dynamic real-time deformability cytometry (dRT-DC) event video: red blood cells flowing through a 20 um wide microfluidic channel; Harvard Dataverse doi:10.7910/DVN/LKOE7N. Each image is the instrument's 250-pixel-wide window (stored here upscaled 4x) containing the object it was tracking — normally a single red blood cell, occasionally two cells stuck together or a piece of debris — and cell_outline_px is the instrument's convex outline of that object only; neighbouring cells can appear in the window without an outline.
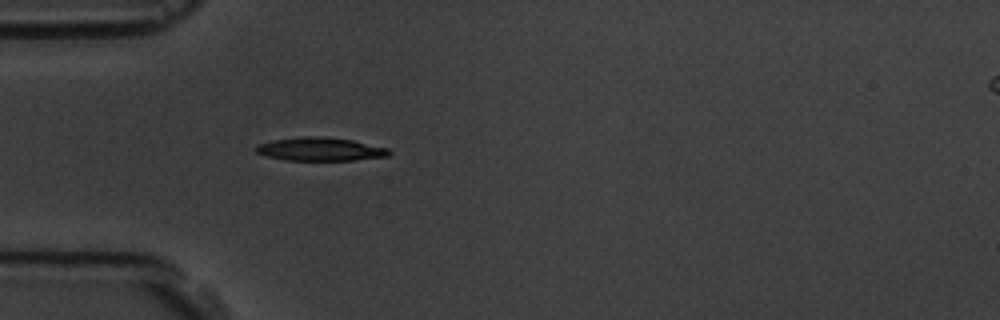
{"species": "common noctule bat (a hibernating species)", "species_latin": "Nyctalus noctula", "temperature_condition": "room temperature", "stored_images_in_passage": 1, "camera_frame_rate_fps": 3000, "um_per_image_px": 0.085, "animal": {"sex": "male", "body_mass_g": 19.5, "forearm_length_mm": 54.6}, "frame": {"image": 1, "passage_image": 1, "time_ms": 0.0, "image_size_px": [1000, 320], "cell_outline_px": [[392, 152], [388, 156], [352, 160], [284, 160], [268, 156], [256, 152], [252, 148], [256, 144], [272, 140], [304, 136], [324, 136], [352, 140], [388, 148]], "centroid_in_image_um": [27.18, 12.67], "position_along_channel_um": 57.8, "area_um2": 18.21}}